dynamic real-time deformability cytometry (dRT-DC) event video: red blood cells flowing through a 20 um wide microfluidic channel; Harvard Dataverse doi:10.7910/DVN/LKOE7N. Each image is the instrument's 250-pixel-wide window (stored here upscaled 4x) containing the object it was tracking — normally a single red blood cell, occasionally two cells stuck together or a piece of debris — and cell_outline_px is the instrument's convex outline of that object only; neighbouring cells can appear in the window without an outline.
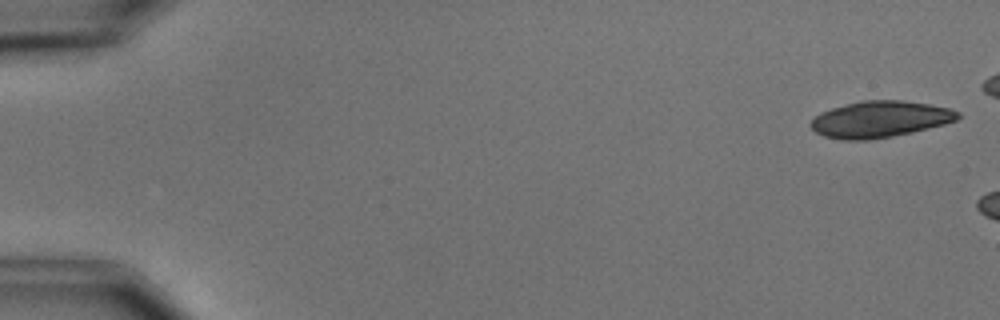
{"species": "common noctule bat (a hibernating species)", "species_latin": "Nyctalus noctula", "temperature_condition": "cold", "stored_images_in_passage": 3, "camera_frame_rate_fps": 3000, "um_per_image_px": 0.085, "animal": {"sex": "male", "body_mass_g": 15.6}, "frame": {"image": 1, "passage_image": 1, "time_ms": 0.0, "image_size_px": [1000, 320], "cell_outline_px": [[960, 116], [956, 120], [944, 124], [912, 132], [892, 136], [868, 140], [844, 140], [824, 136], [816, 132], [808, 124], [820, 112], [832, 108], [864, 100], [904, 100], [928, 104], [948, 108], [960, 112]], "centroid_in_image_um": [74.79, 10.14], "position_along_channel_um": 10.2, "area_um2": 30.98}}